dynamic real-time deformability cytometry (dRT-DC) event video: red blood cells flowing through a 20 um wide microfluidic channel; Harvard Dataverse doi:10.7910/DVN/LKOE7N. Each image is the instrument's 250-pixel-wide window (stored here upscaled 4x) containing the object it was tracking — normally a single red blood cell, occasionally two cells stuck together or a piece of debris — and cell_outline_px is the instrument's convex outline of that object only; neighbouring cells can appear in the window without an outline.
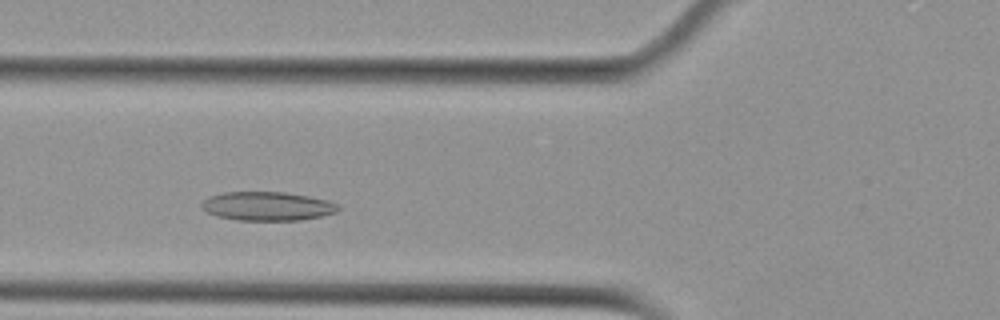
{"species": "Egyptian fruit bat (a non-hibernating species)", "species_latin": "Rousettus aegyptiacus", "temperature_condition": "cold", "stored_images_in_passage": 43, "camera_frame_rate_fps": 3000, "um_per_image_px": 0.085, "animal": {"sex": "female"}, "frame": {"image": 1, "passage_image": 9, "time_ms": 2.667, "image_size_px": [1000, 320], "cell_outline_px": [[340, 208], [336, 212], [320, 216], [300, 220], [236, 220], [216, 216], [200, 208], [200, 204], [208, 196], [224, 192], [284, 192], [308, 196], [328, 200], [336, 204]], "centroid_in_image_um": [22.68, 17.52], "position_along_channel_um": 103.1, "area_um2": 22.95}}
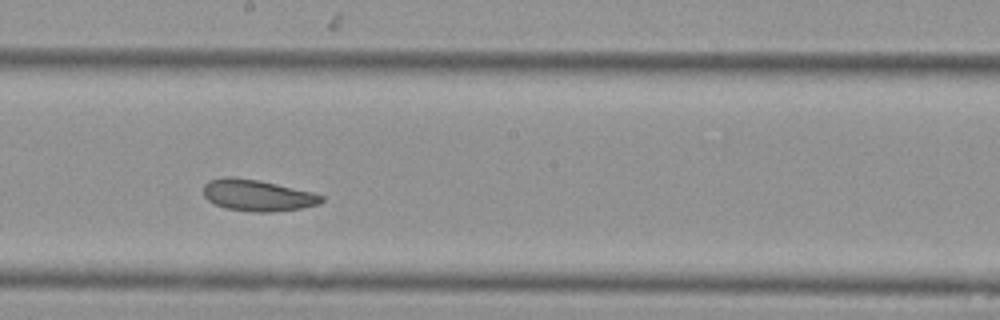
{"frame": {"image": 2, "passage_image": 19, "time_ms": 6.0, "image_size_px": [1000, 320], "cell_outline_px": [[324, 200], [320, 204], [300, 208], [272, 212], [256, 212], [224, 208], [208, 200], [204, 196], [204, 184], [208, 180], [224, 176], [232, 176], [256, 180], [276, 184], [312, 192], [324, 196]], "centroid_in_image_um": [21.87, 16.6], "position_along_channel_um": 226.3, "area_um2": 21.56}}
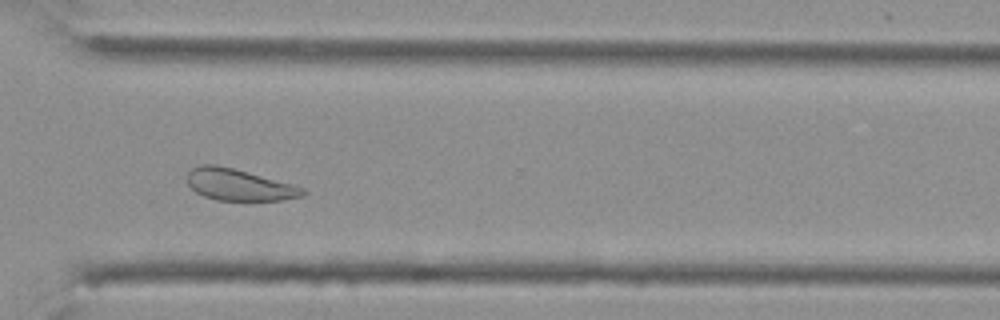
{"frame": {"image": 3, "passage_image": 29, "time_ms": 9.333, "image_size_px": [1000, 320], "cell_outline_px": [[308, 192], [304, 196], [280, 200], [216, 200], [204, 196], [196, 192], [188, 184], [188, 172], [192, 168], [200, 164], [216, 164], [232, 168], [292, 184], [304, 188]], "centroid_in_image_um": [20.32, 15.71], "position_along_channel_um": 350.3, "area_um2": 21.1}, "authors_computed_cell_mechanics": {"area_um2": 22.9466, "velocity_mm_per_s": 3.6985, "shape_relaxation_time_tau1_ms": 4.2882, "shape_relaxation_time_tau2_ms": 3.6655, "deformation_change_tau1": 0.099, "deformation_change_tau2": 0.104}}